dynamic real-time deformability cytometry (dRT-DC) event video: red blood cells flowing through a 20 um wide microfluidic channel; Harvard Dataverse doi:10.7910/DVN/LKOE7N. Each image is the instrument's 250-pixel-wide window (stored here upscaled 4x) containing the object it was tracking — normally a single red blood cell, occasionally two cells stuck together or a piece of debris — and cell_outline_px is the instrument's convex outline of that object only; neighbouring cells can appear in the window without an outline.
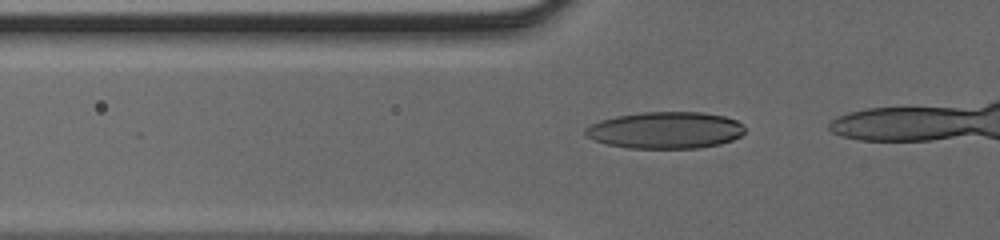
{"species": "human", "species_latin": "Homo sapiens", "temperature_condition": "cold", "stored_images_in_passage": 17, "camera_frame_rate_fps": 3000, "um_per_image_px": 0.085, "donor": {"sex": "male"}, "frame": {"image": 1, "passage_image": 12, "time_ms": 3.667, "image_size_px": [1000, 240], "cell_outline_px": [[744, 132], [740, 136], [732, 140], [720, 144], [696, 148], [628, 148], [608, 144], [584, 136], [584, 128], [600, 120], [616, 116], [640, 112], [700, 112], [724, 116], [736, 120], [744, 124]], "centroid_in_image_um": [56.56, 11.06], "position_along_channel_um": 69.2, "area_um2": 34.22}}